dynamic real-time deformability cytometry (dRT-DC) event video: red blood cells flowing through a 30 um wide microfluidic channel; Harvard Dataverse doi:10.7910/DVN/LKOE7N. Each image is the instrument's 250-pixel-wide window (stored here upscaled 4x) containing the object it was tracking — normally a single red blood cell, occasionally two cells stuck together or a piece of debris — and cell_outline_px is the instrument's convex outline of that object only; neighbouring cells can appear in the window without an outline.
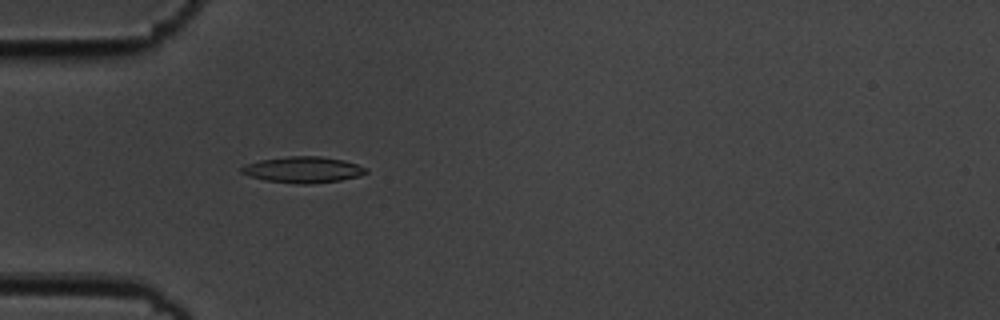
{"species": "common noctule bat (a hibernating species)", "species_latin": "Nyctalus noctula", "temperature_condition": "cold", "stored_images_in_passage": 57, "camera_frame_rate_fps": 3000, "um_per_image_px": 0.085, "animal": {"sex": "male", "body_mass_g": 19.5, "forearm_length_mm": 54.6}, "frame": {"image": 1, "passage_image": 18, "time_ms": 5.667, "image_size_px": [1000, 320], "cell_outline_px": [[368, 172], [360, 176], [340, 180], [308, 184], [300, 184], [264, 180], [240, 172], [240, 168], [248, 164], [260, 160], [288, 156], [320, 156], [344, 160], [368, 168]], "centroid_in_image_um": [25.8, 14.42], "position_along_channel_um": 59.2, "area_um2": 18.84}}
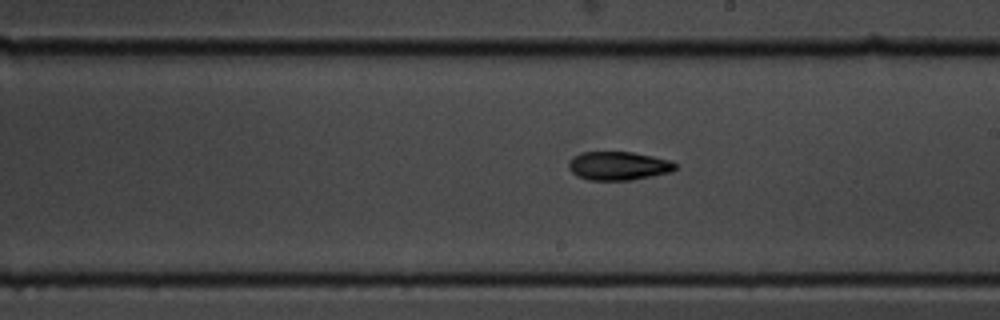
{"frame": {"image": 2, "passage_image": 33, "time_ms": 10.667, "image_size_px": [1000, 320], "cell_outline_px": [[676, 168], [672, 172], [632, 180], [588, 180], [576, 176], [568, 168], [568, 160], [572, 156], [580, 152], [632, 152], [652, 156], [668, 160], [676, 164]], "centroid_in_image_um": [52.51, 14.1], "position_along_channel_um": 236.5, "area_um2": 17.92}}
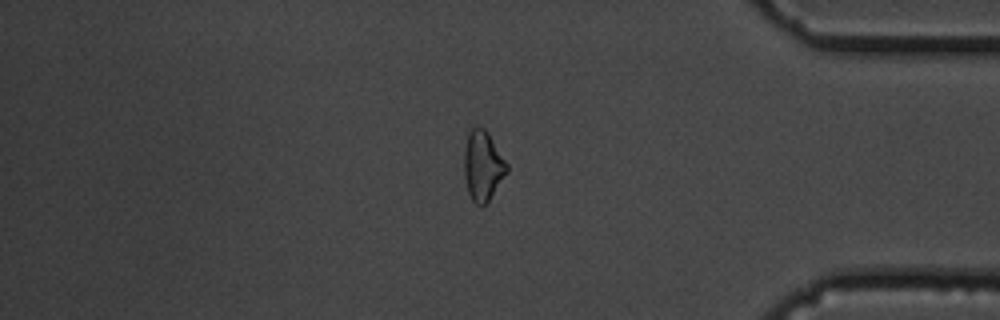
{"frame": {"image": 3, "passage_image": 48, "time_ms": 15.667, "image_size_px": [1000, 320], "cell_outline_px": [[508, 172], [488, 200], [480, 208], [472, 200], [468, 192], [464, 176], [464, 148], [468, 132], [472, 128], [484, 128], [488, 132], [508, 164]], "centroid_in_image_um": [41.03, 14.09], "position_along_channel_um": 394.2, "area_um2": 17.4}, "authors_computed_cell_mechanics": {"area_um2": 17.7446, "velocity_mm_per_s": 3.6296, "shape_relaxation_time_tau1_ms": 5.0492, "shape_relaxation_time_tau2_ms": 6.0999, "deformation_change_tau1": 0.1481, "deformation_change_tau2": 0.1404}}